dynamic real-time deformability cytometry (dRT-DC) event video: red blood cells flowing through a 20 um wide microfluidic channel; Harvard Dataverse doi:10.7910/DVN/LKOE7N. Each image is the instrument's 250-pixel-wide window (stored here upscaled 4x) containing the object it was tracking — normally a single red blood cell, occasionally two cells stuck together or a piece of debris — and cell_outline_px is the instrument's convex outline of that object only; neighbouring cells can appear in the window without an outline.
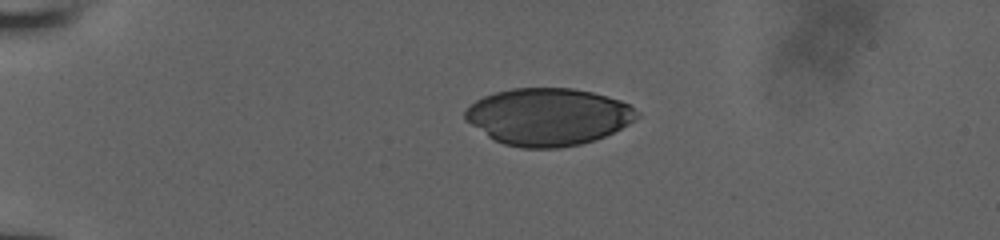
{"species": "human", "species_latin": "Homo sapiens", "temperature_condition": "room temperature", "stored_images_in_passage": 54, "camera_frame_rate_fps": 3000, "um_per_image_px": 0.085, "donor": {"sex": "male"}, "frame": {"image": 1, "passage_image": 1, "time_ms": 0.0, "image_size_px": [1000, 240], "cell_outline_px": [[640, 116], [628, 124], [604, 136], [580, 144], [560, 148], [520, 148], [504, 144], [488, 136], [464, 120], [464, 112], [476, 100], [484, 96], [496, 92], [512, 88], [572, 88], [592, 92], [620, 100], [628, 104], [640, 112]], "centroid_in_image_um": [46.59, 9.92], "position_along_channel_um": 38.4, "area_um2": 57.11}}